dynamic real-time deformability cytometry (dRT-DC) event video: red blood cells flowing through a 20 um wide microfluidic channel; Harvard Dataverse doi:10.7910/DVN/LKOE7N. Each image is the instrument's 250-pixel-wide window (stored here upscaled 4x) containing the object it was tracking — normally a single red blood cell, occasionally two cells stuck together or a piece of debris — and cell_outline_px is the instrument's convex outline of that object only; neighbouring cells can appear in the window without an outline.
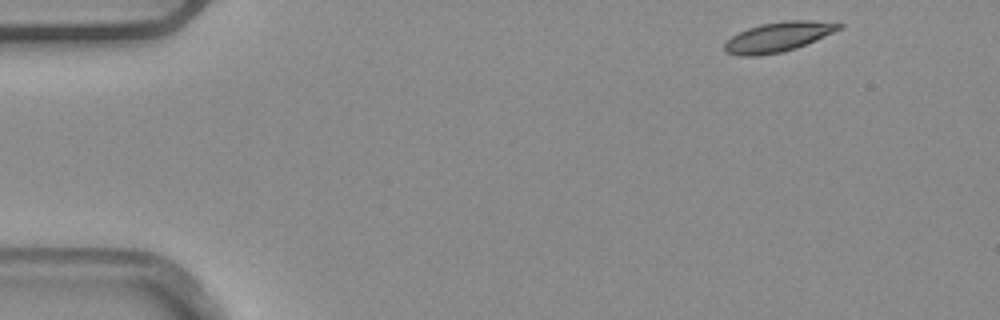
{"species": "common noctule bat (a hibernating species)", "species_latin": "Nyctalus noctula", "temperature_condition": "warm", "stored_images_in_passage": 3, "camera_frame_rate_fps": 3000, "um_per_image_px": 0.085, "animal": {"sex": "male", "body_mass_g": 20.4}, "frame": {"image": 1, "passage_image": 1, "time_ms": 0.0, "image_size_px": [1000, 320], "cell_outline_px": [[844, 24], [840, 28], [816, 40], [796, 48], [780, 52], [756, 56], [740, 56], [724, 52], [724, 44], [732, 36], [748, 28], [764, 24], [784, 20], [812, 20]], "centroid_in_image_um": [66.12, 3.14], "position_along_channel_um": 18.9, "area_um2": 19.54}}
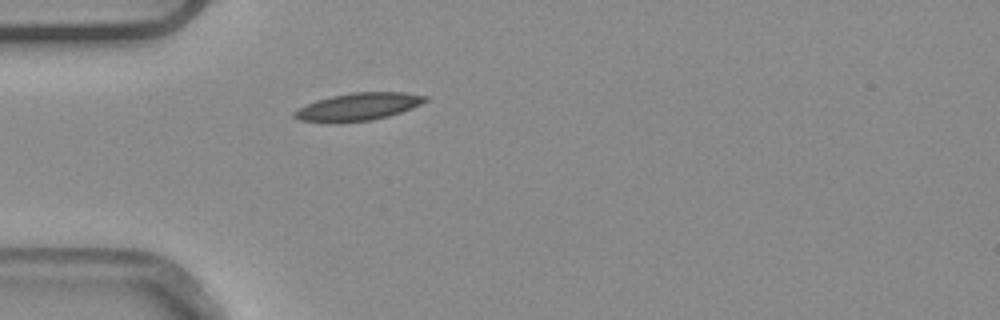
{"frame": {"image": 2, "passage_image": 3, "time_ms": 0.667, "image_size_px": [1000, 320], "cell_outline_px": [[428, 100], [412, 108], [388, 116], [372, 120], [332, 124], [300, 120], [292, 116], [292, 112], [316, 100], [332, 96], [352, 92], [408, 92], [428, 96]], "centroid_in_image_um": [30.44, 9.08], "position_along_channel_um": 54.6, "area_um2": 21.27}}